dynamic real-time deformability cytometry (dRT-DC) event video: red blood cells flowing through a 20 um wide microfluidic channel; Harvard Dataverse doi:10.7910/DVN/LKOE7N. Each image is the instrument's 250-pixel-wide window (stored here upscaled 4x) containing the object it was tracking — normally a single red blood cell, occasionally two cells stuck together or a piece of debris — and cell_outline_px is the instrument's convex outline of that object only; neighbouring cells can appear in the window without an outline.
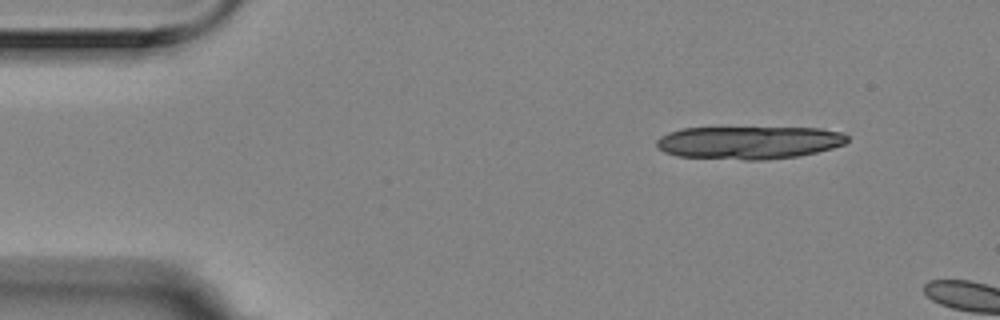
{"species": "Egyptian fruit bat (a non-hibernating species)", "species_latin": "Rousettus aegyptiacus", "temperature_condition": "room temperature", "stored_images_in_passage": 3, "camera_frame_rate_fps": 3000, "um_per_image_px": 0.085, "animal": {"sex": "female"}, "frame": {"image": 1, "passage_image": 1, "time_ms": 0.0, "image_size_px": [1000, 320], "cell_outline_px": [[848, 140], [844, 144], [832, 148], [800, 156], [764, 160], [744, 160], [676, 156], [664, 152], [656, 144], [656, 140], [660, 136], [668, 132], [680, 128], [820, 128], [844, 132], [848, 136]], "centroid_in_image_um": [63.67, 12.11], "position_along_channel_um": 21.3, "area_um2": 36.76}}